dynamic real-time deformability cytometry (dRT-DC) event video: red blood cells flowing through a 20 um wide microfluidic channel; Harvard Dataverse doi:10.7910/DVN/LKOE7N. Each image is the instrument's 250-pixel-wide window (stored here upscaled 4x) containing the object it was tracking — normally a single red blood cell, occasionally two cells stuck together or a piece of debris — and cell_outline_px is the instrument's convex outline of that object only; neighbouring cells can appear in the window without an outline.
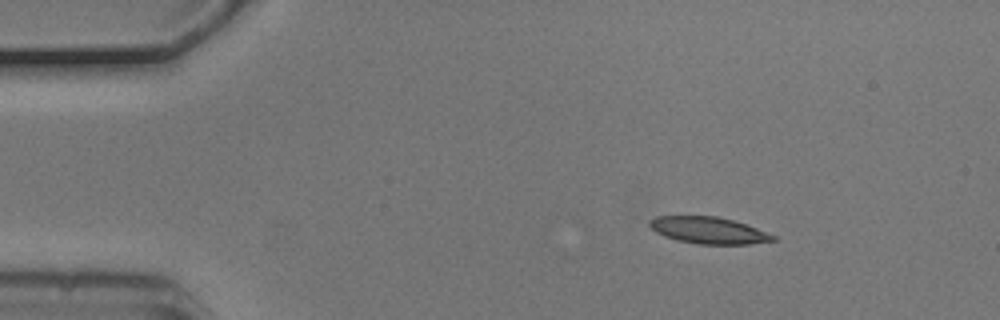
{"species": "common noctule bat (a hibernating species)", "species_latin": "Nyctalus noctula", "temperature_condition": "cold", "stored_images_in_passage": 4, "camera_frame_rate_fps": 3000, "um_per_image_px": 0.085, "animal": {"sex": "male", "body_mass_g": 20.5, "forearm_length_mm": 52.5}, "frame": {"image": 1, "passage_image": 2, "time_ms": 0.333, "image_size_px": [1000, 320], "cell_outline_px": [[776, 240], [748, 244], [696, 244], [676, 240], [664, 236], [656, 232], [648, 224], [648, 220], [656, 216], [716, 216], [732, 220], [756, 228], [776, 236]], "centroid_in_image_um": [60.18, 19.58], "position_along_channel_um": 24.8, "area_um2": 19.13}}